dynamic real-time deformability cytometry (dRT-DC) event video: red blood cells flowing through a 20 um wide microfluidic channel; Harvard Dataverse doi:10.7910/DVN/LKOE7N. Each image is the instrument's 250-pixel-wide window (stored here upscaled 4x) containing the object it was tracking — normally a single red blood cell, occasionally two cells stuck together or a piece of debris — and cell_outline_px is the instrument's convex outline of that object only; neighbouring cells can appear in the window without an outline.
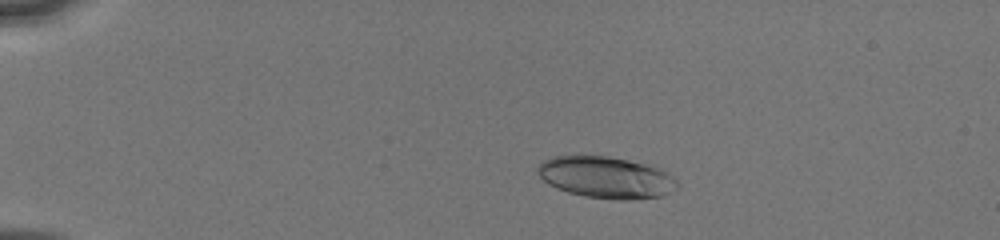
{"species": "human", "species_latin": "Homo sapiens", "temperature_condition": "cold", "stored_images_in_passage": 8, "camera_frame_rate_fps": 3000, "um_per_image_px": 0.085, "donor": {"sex": "male"}, "frame": {"image": 1, "passage_image": 3, "time_ms": 1.333, "image_size_px": [1000, 240], "cell_outline_px": [[680, 184], [676, 188], [664, 196], [628, 200], [616, 200], [584, 196], [568, 192], [556, 188], [548, 184], [536, 172], [536, 168], [544, 160], [552, 156], [608, 156], [628, 160], [660, 168], [668, 172]], "centroid_in_image_um": [51.52, 15.09], "position_along_channel_um": 33.5, "area_um2": 33.99}}
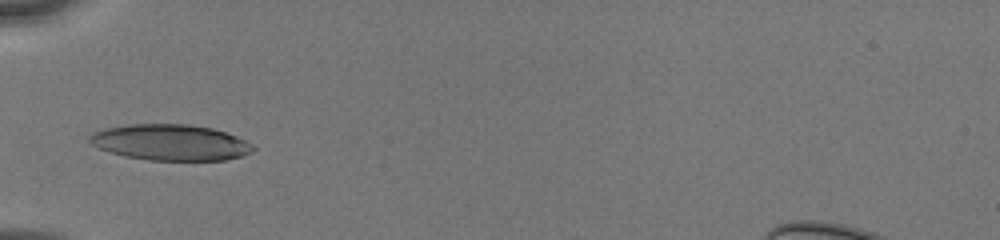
{"frame": {"image": 2, "passage_image": 7, "time_ms": 4.0, "image_size_px": [1000, 240], "cell_outline_px": [[256, 148], [252, 152], [240, 156], [224, 160], [148, 160], [124, 156], [108, 152], [92, 144], [88, 140], [88, 136], [92, 132], [104, 128], [128, 124], [188, 124], [212, 128], [236, 136], [252, 144]], "centroid_in_image_um": [14.45, 12.1], "position_along_channel_um": 70.6, "area_um2": 34.33}}